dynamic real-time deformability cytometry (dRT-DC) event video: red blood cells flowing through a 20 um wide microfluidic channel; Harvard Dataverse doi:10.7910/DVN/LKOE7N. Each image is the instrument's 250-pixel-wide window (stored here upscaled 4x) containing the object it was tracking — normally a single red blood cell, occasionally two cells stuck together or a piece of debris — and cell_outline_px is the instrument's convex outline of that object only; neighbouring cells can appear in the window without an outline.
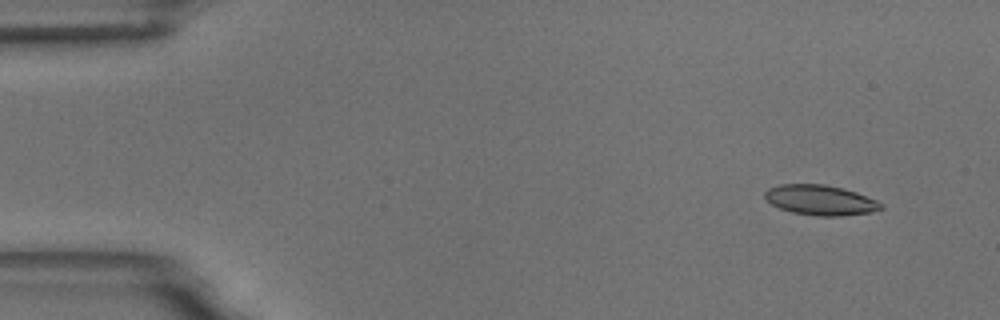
{"species": "common noctule bat (a hibernating species)", "species_latin": "Nyctalus noctula", "temperature_condition": "room temperature", "stored_images_in_passage": 6, "camera_frame_rate_fps": 3000, "um_per_image_px": 0.085, "animal": {"sex": "male", "body_mass_g": 18.8}, "frame": {"image": 1, "passage_image": 2, "time_ms": 1.333, "image_size_px": [1000, 320], "cell_outline_px": [[884, 208], [872, 212], [840, 216], [816, 216], [792, 212], [780, 208], [772, 204], [764, 196], [764, 192], [768, 188], [780, 184], [824, 184], [856, 192], [876, 200], [884, 204]], "centroid_in_image_um": [69.74, 17.01], "position_along_channel_um": 15.3, "area_um2": 20.35}}
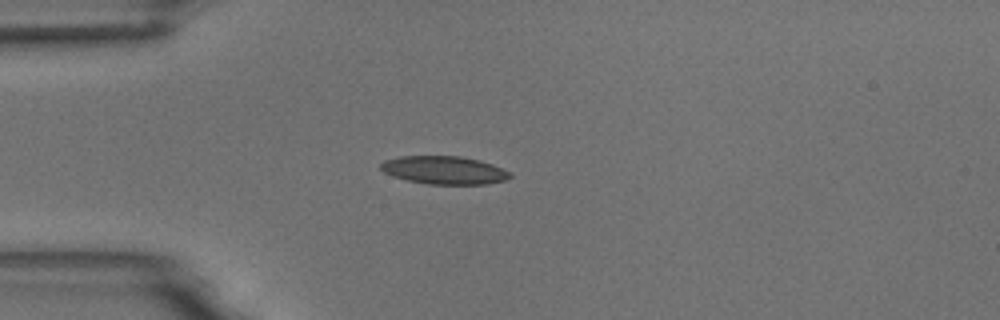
{"frame": {"image": 2, "passage_image": 5, "time_ms": 4.667, "image_size_px": [1000, 320], "cell_outline_px": [[512, 176], [504, 180], [488, 184], [428, 184], [408, 180], [392, 176], [384, 172], [380, 168], [380, 164], [384, 160], [400, 156], [460, 156], [480, 160], [492, 164], [508, 172]], "centroid_in_image_um": [37.72, 14.46], "position_along_channel_um": 47.3, "area_um2": 21.04}}